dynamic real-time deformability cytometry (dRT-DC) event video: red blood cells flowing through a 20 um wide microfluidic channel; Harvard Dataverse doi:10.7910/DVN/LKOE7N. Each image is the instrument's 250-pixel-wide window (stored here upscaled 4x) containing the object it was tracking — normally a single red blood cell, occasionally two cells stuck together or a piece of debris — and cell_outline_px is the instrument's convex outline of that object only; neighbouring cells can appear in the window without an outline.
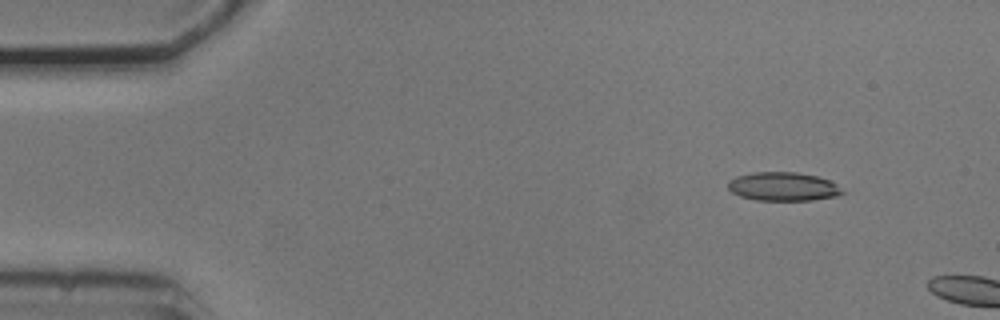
{"species": "common noctule bat (a hibernating species)", "species_latin": "Nyctalus noctula", "temperature_condition": "cold", "stored_images_in_passage": 4, "camera_frame_rate_fps": 3000, "um_per_image_px": 0.085, "animal": {"sex": "male", "body_mass_g": 20.5, "forearm_length_mm": 52.5}, "frame": {"image": 1, "passage_image": 1, "time_ms": 0.0, "image_size_px": [1000, 320], "cell_outline_px": [[844, 192], [840, 196], [812, 200], [756, 200], [740, 196], [732, 192], [728, 188], [728, 180], [736, 176], [752, 172], [796, 172], [816, 176], [828, 180], [836, 184]], "centroid_in_image_um": [66.55, 15.86], "position_along_channel_um": 18.4, "area_um2": 19.13}}